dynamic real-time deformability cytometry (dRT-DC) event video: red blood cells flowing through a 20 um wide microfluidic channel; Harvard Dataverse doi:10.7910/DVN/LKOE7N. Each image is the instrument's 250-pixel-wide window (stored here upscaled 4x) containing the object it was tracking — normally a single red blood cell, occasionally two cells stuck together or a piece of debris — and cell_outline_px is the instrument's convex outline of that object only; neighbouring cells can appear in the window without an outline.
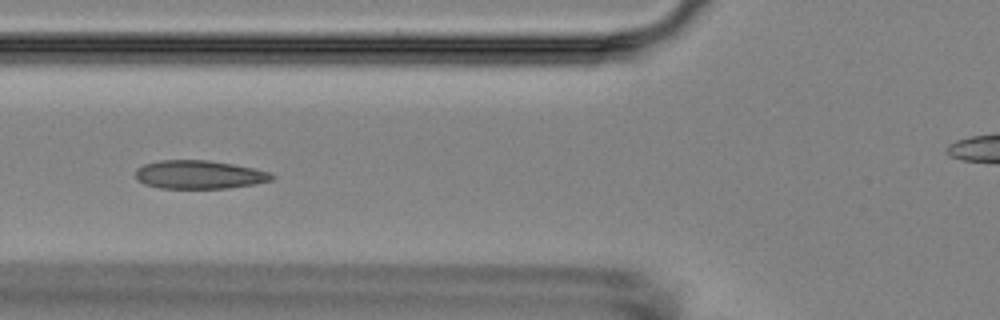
{"species": "Egyptian fruit bat (a non-hibernating species)", "species_latin": "Rousettus aegyptiacus", "temperature_condition": "room temperature", "stored_images_in_passage": 15, "camera_frame_rate_fps": 3000, "um_per_image_px": 0.085, "animal": {"sex": "female"}, "frame": {"image": 1, "passage_image": 6, "time_ms": 6.333, "image_size_px": [1000, 320], "cell_outline_px": [[276, 176], [272, 180], [256, 184], [228, 188], [160, 188], [144, 184], [136, 180], [136, 168], [144, 164], [160, 160], [208, 160], [232, 164], [252, 168], [268, 172]], "centroid_in_image_um": [16.91, 14.84], "position_along_channel_um": 108.9, "area_um2": 22.6}}
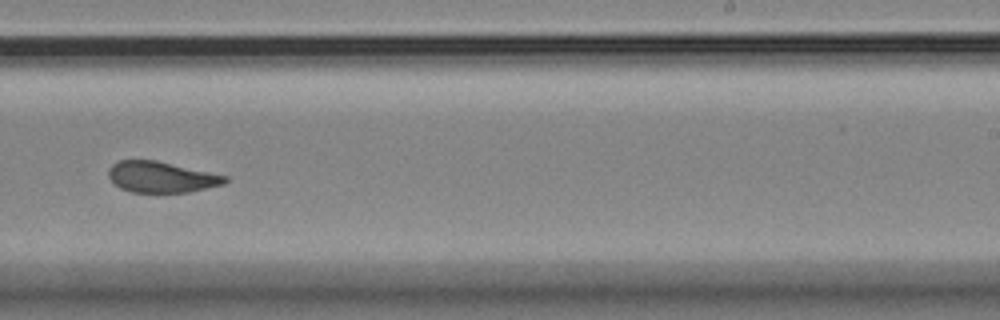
{"frame": {"image": 2, "passage_image": 10, "time_ms": 11.0, "image_size_px": [1000, 320], "cell_outline_px": [[228, 180], [224, 184], [188, 192], [132, 192], [120, 188], [108, 176], [108, 168], [112, 164], [120, 160], [156, 160], [228, 176]], "centroid_in_image_um": [13.71, 15.04], "position_along_channel_um": 275.3, "area_um2": 20.92}}
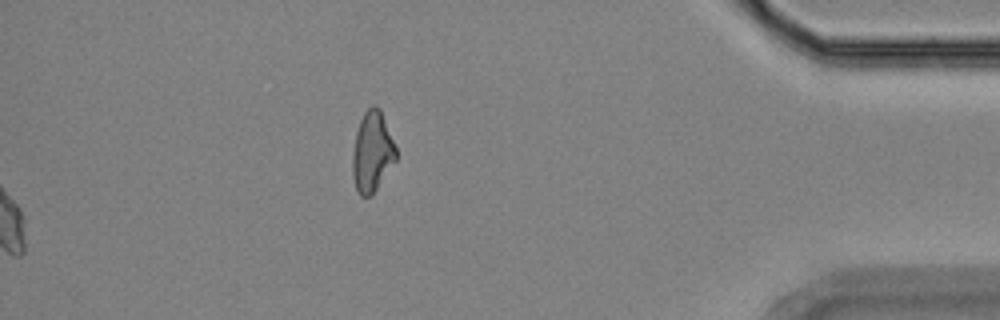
{"frame": {"image": 3, "passage_image": 15, "time_ms": 18.333, "image_size_px": [1000, 320], "cell_outline_px": [[396, 160], [372, 196], [360, 196], [356, 188], [352, 176], [352, 152], [356, 132], [360, 120], [364, 112], [372, 104], [376, 104], [380, 108], [396, 148]], "centroid_in_image_um": [31.62, 12.91], "position_along_channel_um": 403.6, "area_um2": 20.46}, "authors_computed_cell_mechanics": {"area_um2": 21.386, "velocity_mm_per_s": 3.58, "shape_relaxation_time_tau1_ms": null, "shape_relaxation_time_tau2_ms": 1.6588, "deformation_change_tau1": null, "deformation_change_tau2": 0.0737}}